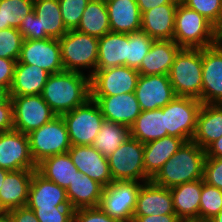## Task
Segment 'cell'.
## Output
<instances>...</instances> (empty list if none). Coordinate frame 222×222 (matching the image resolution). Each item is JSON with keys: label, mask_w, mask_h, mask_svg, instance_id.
Segmentation results:
<instances>
[{"label": "cell", "mask_w": 222, "mask_h": 222, "mask_svg": "<svg viewBox=\"0 0 222 222\" xmlns=\"http://www.w3.org/2000/svg\"><path fill=\"white\" fill-rule=\"evenodd\" d=\"M126 57L127 34L110 31L98 39L96 69L126 66Z\"/></svg>", "instance_id": "f1b7e54d"}, {"label": "cell", "mask_w": 222, "mask_h": 222, "mask_svg": "<svg viewBox=\"0 0 222 222\" xmlns=\"http://www.w3.org/2000/svg\"><path fill=\"white\" fill-rule=\"evenodd\" d=\"M206 157L222 158V136L205 149Z\"/></svg>", "instance_id": "816d5d0a"}, {"label": "cell", "mask_w": 222, "mask_h": 222, "mask_svg": "<svg viewBox=\"0 0 222 222\" xmlns=\"http://www.w3.org/2000/svg\"><path fill=\"white\" fill-rule=\"evenodd\" d=\"M220 38L221 32L208 19L179 1L173 40L181 48H205L216 44Z\"/></svg>", "instance_id": "3957f363"}, {"label": "cell", "mask_w": 222, "mask_h": 222, "mask_svg": "<svg viewBox=\"0 0 222 222\" xmlns=\"http://www.w3.org/2000/svg\"><path fill=\"white\" fill-rule=\"evenodd\" d=\"M202 179L170 188L175 214L181 219L199 218Z\"/></svg>", "instance_id": "f546056e"}, {"label": "cell", "mask_w": 222, "mask_h": 222, "mask_svg": "<svg viewBox=\"0 0 222 222\" xmlns=\"http://www.w3.org/2000/svg\"><path fill=\"white\" fill-rule=\"evenodd\" d=\"M104 186L82 172L67 187L66 193L70 206L74 209L98 207Z\"/></svg>", "instance_id": "4316f807"}, {"label": "cell", "mask_w": 222, "mask_h": 222, "mask_svg": "<svg viewBox=\"0 0 222 222\" xmlns=\"http://www.w3.org/2000/svg\"><path fill=\"white\" fill-rule=\"evenodd\" d=\"M169 79L176 96L192 97L201 102L202 48H181L175 55Z\"/></svg>", "instance_id": "277c9868"}, {"label": "cell", "mask_w": 222, "mask_h": 222, "mask_svg": "<svg viewBox=\"0 0 222 222\" xmlns=\"http://www.w3.org/2000/svg\"><path fill=\"white\" fill-rule=\"evenodd\" d=\"M73 222H122L108 216L99 206L74 210Z\"/></svg>", "instance_id": "f6af8a7d"}, {"label": "cell", "mask_w": 222, "mask_h": 222, "mask_svg": "<svg viewBox=\"0 0 222 222\" xmlns=\"http://www.w3.org/2000/svg\"><path fill=\"white\" fill-rule=\"evenodd\" d=\"M130 132L132 138L144 144L168 136L163 110L142 111L130 127Z\"/></svg>", "instance_id": "1f68e13d"}, {"label": "cell", "mask_w": 222, "mask_h": 222, "mask_svg": "<svg viewBox=\"0 0 222 222\" xmlns=\"http://www.w3.org/2000/svg\"><path fill=\"white\" fill-rule=\"evenodd\" d=\"M8 96L9 91L4 87H0V103H2Z\"/></svg>", "instance_id": "f5cc1de1"}, {"label": "cell", "mask_w": 222, "mask_h": 222, "mask_svg": "<svg viewBox=\"0 0 222 222\" xmlns=\"http://www.w3.org/2000/svg\"><path fill=\"white\" fill-rule=\"evenodd\" d=\"M107 159L113 181L151 180L144 168V143L135 138L129 137Z\"/></svg>", "instance_id": "8992f818"}, {"label": "cell", "mask_w": 222, "mask_h": 222, "mask_svg": "<svg viewBox=\"0 0 222 222\" xmlns=\"http://www.w3.org/2000/svg\"><path fill=\"white\" fill-rule=\"evenodd\" d=\"M33 8V0H0V30L9 27L18 29Z\"/></svg>", "instance_id": "d590c367"}, {"label": "cell", "mask_w": 222, "mask_h": 222, "mask_svg": "<svg viewBox=\"0 0 222 222\" xmlns=\"http://www.w3.org/2000/svg\"><path fill=\"white\" fill-rule=\"evenodd\" d=\"M202 104H222V37L202 48Z\"/></svg>", "instance_id": "4fadbf2b"}, {"label": "cell", "mask_w": 222, "mask_h": 222, "mask_svg": "<svg viewBox=\"0 0 222 222\" xmlns=\"http://www.w3.org/2000/svg\"><path fill=\"white\" fill-rule=\"evenodd\" d=\"M26 206L30 209L70 206L66 189L46 179L37 170L34 171Z\"/></svg>", "instance_id": "7402d4cb"}, {"label": "cell", "mask_w": 222, "mask_h": 222, "mask_svg": "<svg viewBox=\"0 0 222 222\" xmlns=\"http://www.w3.org/2000/svg\"><path fill=\"white\" fill-rule=\"evenodd\" d=\"M139 72L128 66L96 69L90 77L91 96H115L134 93Z\"/></svg>", "instance_id": "7c38bea8"}, {"label": "cell", "mask_w": 222, "mask_h": 222, "mask_svg": "<svg viewBox=\"0 0 222 222\" xmlns=\"http://www.w3.org/2000/svg\"><path fill=\"white\" fill-rule=\"evenodd\" d=\"M135 96L142 111L165 107L176 97L169 75H139Z\"/></svg>", "instance_id": "2e32d148"}, {"label": "cell", "mask_w": 222, "mask_h": 222, "mask_svg": "<svg viewBox=\"0 0 222 222\" xmlns=\"http://www.w3.org/2000/svg\"><path fill=\"white\" fill-rule=\"evenodd\" d=\"M129 137L130 127L104 119L92 146L105 157H109Z\"/></svg>", "instance_id": "e575fe53"}, {"label": "cell", "mask_w": 222, "mask_h": 222, "mask_svg": "<svg viewBox=\"0 0 222 222\" xmlns=\"http://www.w3.org/2000/svg\"><path fill=\"white\" fill-rule=\"evenodd\" d=\"M185 141L166 136L144 144L145 173L152 179L162 166L178 151Z\"/></svg>", "instance_id": "83f0119b"}, {"label": "cell", "mask_w": 222, "mask_h": 222, "mask_svg": "<svg viewBox=\"0 0 222 222\" xmlns=\"http://www.w3.org/2000/svg\"><path fill=\"white\" fill-rule=\"evenodd\" d=\"M0 168L7 171L37 170L28 135L14 129L0 133Z\"/></svg>", "instance_id": "9a60e30c"}, {"label": "cell", "mask_w": 222, "mask_h": 222, "mask_svg": "<svg viewBox=\"0 0 222 222\" xmlns=\"http://www.w3.org/2000/svg\"><path fill=\"white\" fill-rule=\"evenodd\" d=\"M180 0L152 8L141 16V31L154 40H173L175 13Z\"/></svg>", "instance_id": "ffe728a7"}, {"label": "cell", "mask_w": 222, "mask_h": 222, "mask_svg": "<svg viewBox=\"0 0 222 222\" xmlns=\"http://www.w3.org/2000/svg\"><path fill=\"white\" fill-rule=\"evenodd\" d=\"M141 14L164 4L171 3L173 0H136Z\"/></svg>", "instance_id": "f907efd6"}, {"label": "cell", "mask_w": 222, "mask_h": 222, "mask_svg": "<svg viewBox=\"0 0 222 222\" xmlns=\"http://www.w3.org/2000/svg\"><path fill=\"white\" fill-rule=\"evenodd\" d=\"M175 214L169 188L155 184L152 180L141 185L133 216Z\"/></svg>", "instance_id": "d6986e66"}, {"label": "cell", "mask_w": 222, "mask_h": 222, "mask_svg": "<svg viewBox=\"0 0 222 222\" xmlns=\"http://www.w3.org/2000/svg\"><path fill=\"white\" fill-rule=\"evenodd\" d=\"M39 222H73L74 209L71 206L32 209Z\"/></svg>", "instance_id": "b9f144b4"}, {"label": "cell", "mask_w": 222, "mask_h": 222, "mask_svg": "<svg viewBox=\"0 0 222 222\" xmlns=\"http://www.w3.org/2000/svg\"><path fill=\"white\" fill-rule=\"evenodd\" d=\"M208 19L222 33V0H180Z\"/></svg>", "instance_id": "f35d334b"}, {"label": "cell", "mask_w": 222, "mask_h": 222, "mask_svg": "<svg viewBox=\"0 0 222 222\" xmlns=\"http://www.w3.org/2000/svg\"><path fill=\"white\" fill-rule=\"evenodd\" d=\"M7 213L12 222H39L33 210L27 206L12 209Z\"/></svg>", "instance_id": "c3c4849f"}, {"label": "cell", "mask_w": 222, "mask_h": 222, "mask_svg": "<svg viewBox=\"0 0 222 222\" xmlns=\"http://www.w3.org/2000/svg\"><path fill=\"white\" fill-rule=\"evenodd\" d=\"M41 96L56 116H61L91 98L90 77L71 71L50 74Z\"/></svg>", "instance_id": "6da1fadb"}, {"label": "cell", "mask_w": 222, "mask_h": 222, "mask_svg": "<svg viewBox=\"0 0 222 222\" xmlns=\"http://www.w3.org/2000/svg\"><path fill=\"white\" fill-rule=\"evenodd\" d=\"M61 116L65 121L71 145H93L104 120L95 100L90 98Z\"/></svg>", "instance_id": "ba28073f"}, {"label": "cell", "mask_w": 222, "mask_h": 222, "mask_svg": "<svg viewBox=\"0 0 222 222\" xmlns=\"http://www.w3.org/2000/svg\"><path fill=\"white\" fill-rule=\"evenodd\" d=\"M222 210V190L208 185L202 179L199 218L210 220Z\"/></svg>", "instance_id": "74e56055"}, {"label": "cell", "mask_w": 222, "mask_h": 222, "mask_svg": "<svg viewBox=\"0 0 222 222\" xmlns=\"http://www.w3.org/2000/svg\"><path fill=\"white\" fill-rule=\"evenodd\" d=\"M13 103L14 130L29 134L50 122L56 114L41 95L11 97Z\"/></svg>", "instance_id": "8fae6325"}, {"label": "cell", "mask_w": 222, "mask_h": 222, "mask_svg": "<svg viewBox=\"0 0 222 222\" xmlns=\"http://www.w3.org/2000/svg\"><path fill=\"white\" fill-rule=\"evenodd\" d=\"M181 219L176 214L133 216L132 222H180Z\"/></svg>", "instance_id": "681fc988"}, {"label": "cell", "mask_w": 222, "mask_h": 222, "mask_svg": "<svg viewBox=\"0 0 222 222\" xmlns=\"http://www.w3.org/2000/svg\"><path fill=\"white\" fill-rule=\"evenodd\" d=\"M27 135L30 152L36 165L47 157L66 153L71 148L69 134L62 116L54 117L50 122Z\"/></svg>", "instance_id": "52a82bcc"}, {"label": "cell", "mask_w": 222, "mask_h": 222, "mask_svg": "<svg viewBox=\"0 0 222 222\" xmlns=\"http://www.w3.org/2000/svg\"><path fill=\"white\" fill-rule=\"evenodd\" d=\"M90 0H58L67 30H75L80 22L82 14Z\"/></svg>", "instance_id": "60d3db41"}, {"label": "cell", "mask_w": 222, "mask_h": 222, "mask_svg": "<svg viewBox=\"0 0 222 222\" xmlns=\"http://www.w3.org/2000/svg\"><path fill=\"white\" fill-rule=\"evenodd\" d=\"M105 120L131 127L142 112L135 93L115 96H91Z\"/></svg>", "instance_id": "ac0fdd59"}, {"label": "cell", "mask_w": 222, "mask_h": 222, "mask_svg": "<svg viewBox=\"0 0 222 222\" xmlns=\"http://www.w3.org/2000/svg\"><path fill=\"white\" fill-rule=\"evenodd\" d=\"M180 222H210V220L200 219V218H193V219H183Z\"/></svg>", "instance_id": "11a10c76"}, {"label": "cell", "mask_w": 222, "mask_h": 222, "mask_svg": "<svg viewBox=\"0 0 222 222\" xmlns=\"http://www.w3.org/2000/svg\"><path fill=\"white\" fill-rule=\"evenodd\" d=\"M61 59L64 71L78 72L90 69L89 77L96 71L98 38L77 30H68L60 39Z\"/></svg>", "instance_id": "5b68a950"}, {"label": "cell", "mask_w": 222, "mask_h": 222, "mask_svg": "<svg viewBox=\"0 0 222 222\" xmlns=\"http://www.w3.org/2000/svg\"><path fill=\"white\" fill-rule=\"evenodd\" d=\"M34 171L21 169L6 174L0 188V211L26 206Z\"/></svg>", "instance_id": "44dd1931"}, {"label": "cell", "mask_w": 222, "mask_h": 222, "mask_svg": "<svg viewBox=\"0 0 222 222\" xmlns=\"http://www.w3.org/2000/svg\"><path fill=\"white\" fill-rule=\"evenodd\" d=\"M144 182L113 181L104 187L99 207L110 217L132 222L137 196Z\"/></svg>", "instance_id": "30bf717a"}, {"label": "cell", "mask_w": 222, "mask_h": 222, "mask_svg": "<svg viewBox=\"0 0 222 222\" xmlns=\"http://www.w3.org/2000/svg\"><path fill=\"white\" fill-rule=\"evenodd\" d=\"M221 136L222 104H202L192 141L205 150Z\"/></svg>", "instance_id": "484cf974"}, {"label": "cell", "mask_w": 222, "mask_h": 222, "mask_svg": "<svg viewBox=\"0 0 222 222\" xmlns=\"http://www.w3.org/2000/svg\"><path fill=\"white\" fill-rule=\"evenodd\" d=\"M68 153L78 171L84 175L99 182L104 187L113 182L107 157L92 145H71Z\"/></svg>", "instance_id": "e0dca14e"}, {"label": "cell", "mask_w": 222, "mask_h": 222, "mask_svg": "<svg viewBox=\"0 0 222 222\" xmlns=\"http://www.w3.org/2000/svg\"><path fill=\"white\" fill-rule=\"evenodd\" d=\"M16 60L0 58V87L11 88L14 79Z\"/></svg>", "instance_id": "7dc6e473"}, {"label": "cell", "mask_w": 222, "mask_h": 222, "mask_svg": "<svg viewBox=\"0 0 222 222\" xmlns=\"http://www.w3.org/2000/svg\"><path fill=\"white\" fill-rule=\"evenodd\" d=\"M9 171L5 170V169H2L0 168V188L3 184V181H4V178L6 176V174L8 173Z\"/></svg>", "instance_id": "9f6ffc18"}, {"label": "cell", "mask_w": 222, "mask_h": 222, "mask_svg": "<svg viewBox=\"0 0 222 222\" xmlns=\"http://www.w3.org/2000/svg\"><path fill=\"white\" fill-rule=\"evenodd\" d=\"M203 181L222 190V158L205 157Z\"/></svg>", "instance_id": "7bdbcfd3"}, {"label": "cell", "mask_w": 222, "mask_h": 222, "mask_svg": "<svg viewBox=\"0 0 222 222\" xmlns=\"http://www.w3.org/2000/svg\"><path fill=\"white\" fill-rule=\"evenodd\" d=\"M201 106L202 103L198 99L176 96L165 107H162L168 136L181 138L185 142L191 141Z\"/></svg>", "instance_id": "9c48e42d"}, {"label": "cell", "mask_w": 222, "mask_h": 222, "mask_svg": "<svg viewBox=\"0 0 222 222\" xmlns=\"http://www.w3.org/2000/svg\"><path fill=\"white\" fill-rule=\"evenodd\" d=\"M110 30L118 33L141 31V12L136 0H105Z\"/></svg>", "instance_id": "cb8c5ba5"}, {"label": "cell", "mask_w": 222, "mask_h": 222, "mask_svg": "<svg viewBox=\"0 0 222 222\" xmlns=\"http://www.w3.org/2000/svg\"><path fill=\"white\" fill-rule=\"evenodd\" d=\"M75 30L98 39L109 33L111 30L106 1L90 0Z\"/></svg>", "instance_id": "d6a6232c"}, {"label": "cell", "mask_w": 222, "mask_h": 222, "mask_svg": "<svg viewBox=\"0 0 222 222\" xmlns=\"http://www.w3.org/2000/svg\"><path fill=\"white\" fill-rule=\"evenodd\" d=\"M14 129L13 103L8 96L0 103V133Z\"/></svg>", "instance_id": "bcb514c9"}, {"label": "cell", "mask_w": 222, "mask_h": 222, "mask_svg": "<svg viewBox=\"0 0 222 222\" xmlns=\"http://www.w3.org/2000/svg\"><path fill=\"white\" fill-rule=\"evenodd\" d=\"M23 36L16 28H6L0 30V58L18 61Z\"/></svg>", "instance_id": "ab89813d"}, {"label": "cell", "mask_w": 222, "mask_h": 222, "mask_svg": "<svg viewBox=\"0 0 222 222\" xmlns=\"http://www.w3.org/2000/svg\"><path fill=\"white\" fill-rule=\"evenodd\" d=\"M210 222H222V210L212 219H210Z\"/></svg>", "instance_id": "6f0895ef"}, {"label": "cell", "mask_w": 222, "mask_h": 222, "mask_svg": "<svg viewBox=\"0 0 222 222\" xmlns=\"http://www.w3.org/2000/svg\"><path fill=\"white\" fill-rule=\"evenodd\" d=\"M33 10L40 18L41 31H45L49 38L60 39L68 32L58 0H35Z\"/></svg>", "instance_id": "836d02e7"}, {"label": "cell", "mask_w": 222, "mask_h": 222, "mask_svg": "<svg viewBox=\"0 0 222 222\" xmlns=\"http://www.w3.org/2000/svg\"><path fill=\"white\" fill-rule=\"evenodd\" d=\"M37 171L46 179L67 189L76 178L78 169L66 152L43 159L37 164Z\"/></svg>", "instance_id": "4dcf8cb0"}, {"label": "cell", "mask_w": 222, "mask_h": 222, "mask_svg": "<svg viewBox=\"0 0 222 222\" xmlns=\"http://www.w3.org/2000/svg\"><path fill=\"white\" fill-rule=\"evenodd\" d=\"M18 62L41 67L50 74L64 71L58 39L23 40Z\"/></svg>", "instance_id": "5bb4252c"}, {"label": "cell", "mask_w": 222, "mask_h": 222, "mask_svg": "<svg viewBox=\"0 0 222 222\" xmlns=\"http://www.w3.org/2000/svg\"><path fill=\"white\" fill-rule=\"evenodd\" d=\"M154 39L142 31L127 34L126 66L138 69Z\"/></svg>", "instance_id": "8d00e7d4"}, {"label": "cell", "mask_w": 222, "mask_h": 222, "mask_svg": "<svg viewBox=\"0 0 222 222\" xmlns=\"http://www.w3.org/2000/svg\"><path fill=\"white\" fill-rule=\"evenodd\" d=\"M49 75L41 67L17 61L9 96L41 95Z\"/></svg>", "instance_id": "d4e9b609"}, {"label": "cell", "mask_w": 222, "mask_h": 222, "mask_svg": "<svg viewBox=\"0 0 222 222\" xmlns=\"http://www.w3.org/2000/svg\"><path fill=\"white\" fill-rule=\"evenodd\" d=\"M205 157V150L194 141L184 142L151 180L170 189L183 183L203 179Z\"/></svg>", "instance_id": "7a4b0ae2"}, {"label": "cell", "mask_w": 222, "mask_h": 222, "mask_svg": "<svg viewBox=\"0 0 222 222\" xmlns=\"http://www.w3.org/2000/svg\"><path fill=\"white\" fill-rule=\"evenodd\" d=\"M0 222H12L7 212L0 211Z\"/></svg>", "instance_id": "db71d44e"}, {"label": "cell", "mask_w": 222, "mask_h": 222, "mask_svg": "<svg viewBox=\"0 0 222 222\" xmlns=\"http://www.w3.org/2000/svg\"><path fill=\"white\" fill-rule=\"evenodd\" d=\"M180 49L174 40H154L137 71L140 75H169L175 55Z\"/></svg>", "instance_id": "603a6c76"}, {"label": "cell", "mask_w": 222, "mask_h": 222, "mask_svg": "<svg viewBox=\"0 0 222 222\" xmlns=\"http://www.w3.org/2000/svg\"><path fill=\"white\" fill-rule=\"evenodd\" d=\"M18 30L21 32L24 40L49 38L45 31H41L40 18L35 14L34 10L26 15Z\"/></svg>", "instance_id": "ee69618b"}]
</instances>
